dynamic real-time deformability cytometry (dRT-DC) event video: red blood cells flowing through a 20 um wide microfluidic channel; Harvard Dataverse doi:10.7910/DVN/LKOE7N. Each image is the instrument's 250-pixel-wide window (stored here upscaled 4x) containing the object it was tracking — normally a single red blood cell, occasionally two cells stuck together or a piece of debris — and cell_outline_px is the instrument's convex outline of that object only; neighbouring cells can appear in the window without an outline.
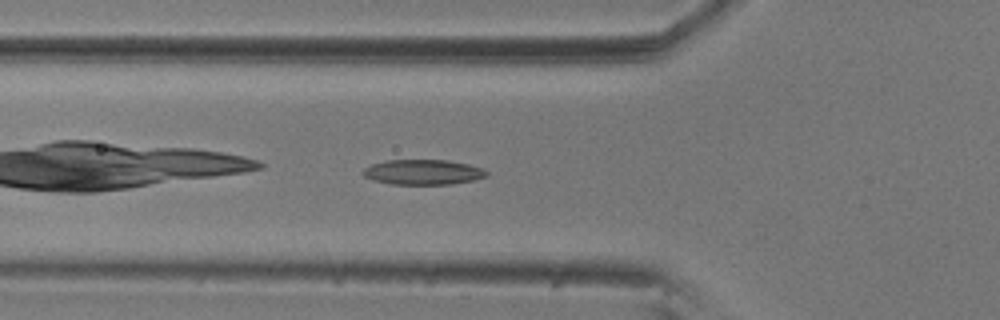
{"species": "common noctule bat (a hibernating species)", "species_latin": "Nyctalus noctula", "temperature_condition": "room temperature", "stored_images_in_passage": 40, "camera_frame_rate_fps": 3000, "um_per_image_px": 0.085, "animal": {"sex": "male", "body_mass_g": 20.5, "forearm_length_mm": 52.5}, "frame": {"image": 1, "passage_image": 3, "time_ms": 0.667, "image_size_px": [1000, 320], "cell_outline_px": [[488, 176], [472, 180], [452, 184], [388, 184], [364, 176], [360, 172], [364, 168], [372, 164], [388, 160], [448, 160], [468, 164], [484, 168], [488, 172]], "centroid_in_image_um": [35.97, 14.63], "position_along_channel_um": 89.8, "area_um2": 18.09}}
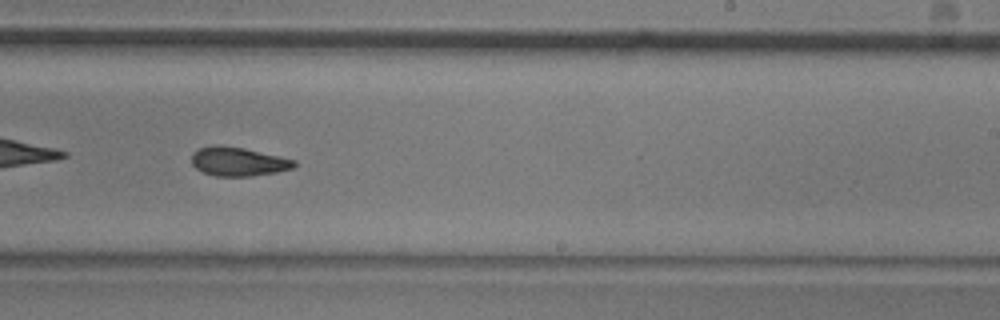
{"frame": {"image": 2, "passage_image": 18, "time_ms": 5.667, "image_size_px": [1000, 320], "cell_outline_px": [[296, 164], [292, 168], [276, 172], [252, 176], [216, 176], [204, 172], [196, 168], [192, 164], [192, 152], [200, 148], [216, 144], [244, 148], [296, 160]], "centroid_in_image_um": [20.23, 13.73], "position_along_channel_um": 268.8, "area_um2": 17.17}}
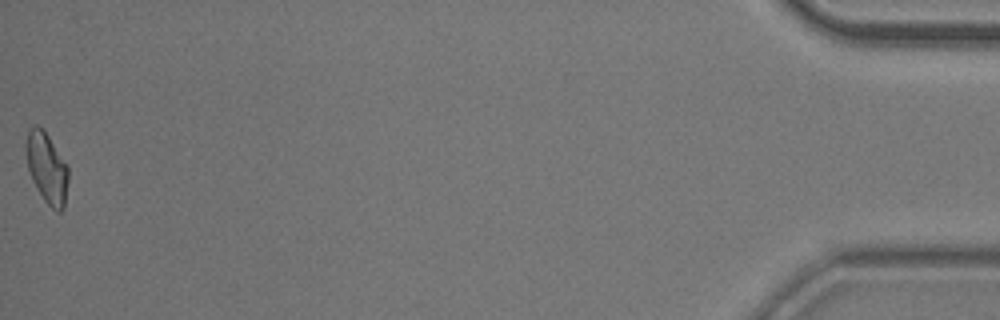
{"frame": {"image": 3, "passage_image": 40, "time_ms": 13.0, "image_size_px": [1000, 320], "cell_outline_px": [[68, 180], [64, 208], [60, 212], [56, 212], [44, 200], [36, 188], [32, 180], [28, 168], [24, 148], [24, 144], [28, 128], [36, 124], [44, 128], [68, 168]], "centroid_in_image_um": [3.94, 14.23], "position_along_channel_um": 431.3, "area_um2": 17.63}, "authors_computed_cell_mechanics": {"area_um2": 17.2822, "velocity_mm_per_s": 3.5718, "shape_relaxation_time_tau1_ms": 7.6465, "shape_relaxation_time_tau2_ms": 6.0785, "deformation_change_tau1": 0.181, "deformation_change_tau2": 0.1136}}